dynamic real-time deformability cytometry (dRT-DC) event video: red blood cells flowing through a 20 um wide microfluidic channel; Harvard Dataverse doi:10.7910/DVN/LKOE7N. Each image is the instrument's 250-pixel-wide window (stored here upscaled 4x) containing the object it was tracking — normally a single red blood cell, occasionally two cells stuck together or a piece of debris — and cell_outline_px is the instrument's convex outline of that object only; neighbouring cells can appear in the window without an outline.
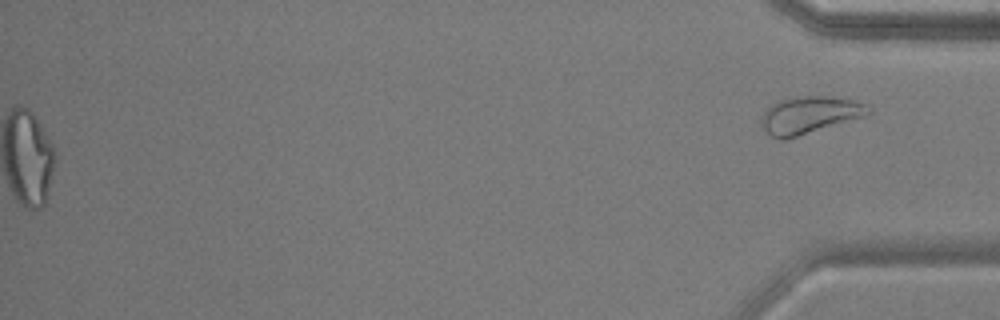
{"species": "common noctule bat (a hibernating species)", "species_latin": "Nyctalus noctula", "temperature_condition": "warm", "stored_images_in_passage": 52, "segment_of_instrument_passage": [2, 2], "camera_frame_rate_fps": 3000, "um_per_image_px": 0.085, "animal": {"sex": "male", "body_mass_g": 17.9, "forearm_length_mm": 54.2}, "frame": {"image": 1, "passage_image": 52, "time_ms": 17.0, "image_size_px": [1000, 320], "cell_outline_px": [[872, 112], [864, 116], [784, 140], [780, 140], [768, 136], [760, 124], [760, 120], [764, 112], [772, 104], [780, 100], [800, 96], [832, 96], [852, 100], [864, 104], [872, 108]], "centroid_in_image_um": [68.77, 9.78], "position_along_channel_um": 366.4, "area_um2": 23.12}}